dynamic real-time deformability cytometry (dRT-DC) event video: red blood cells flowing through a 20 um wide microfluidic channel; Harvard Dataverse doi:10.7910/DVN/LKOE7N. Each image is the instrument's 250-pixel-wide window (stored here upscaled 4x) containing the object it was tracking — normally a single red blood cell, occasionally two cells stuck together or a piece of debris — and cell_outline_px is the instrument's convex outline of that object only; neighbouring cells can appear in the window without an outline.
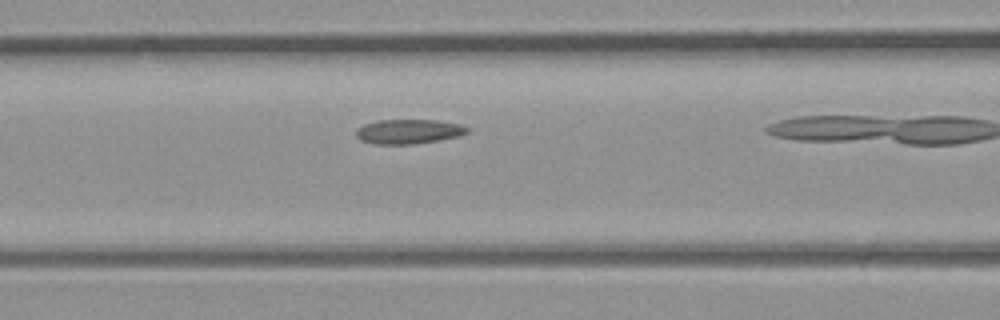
{"species": "common noctule bat (a hibernating species)", "species_latin": "Nyctalus noctula", "temperature_condition": "room temperature", "stored_images_in_passage": 10, "camera_frame_rate_fps": 3000, "um_per_image_px": 0.085, "animal": {"sex": "male", "body_mass_g": 23.1, "forearm_length_mm": 52.7}, "frame": {"image": 1, "passage_image": 7, "time_ms": 2.0, "image_size_px": [1000, 320], "cell_outline_px": [[468, 132], [460, 136], [440, 140], [416, 144], [372, 144], [360, 140], [356, 136], [356, 128], [364, 124], [376, 120], [436, 120], [460, 124], [468, 128]], "centroid_in_image_um": [34.7, 11.18], "position_along_channel_um": 131.9, "area_um2": 16.07}}
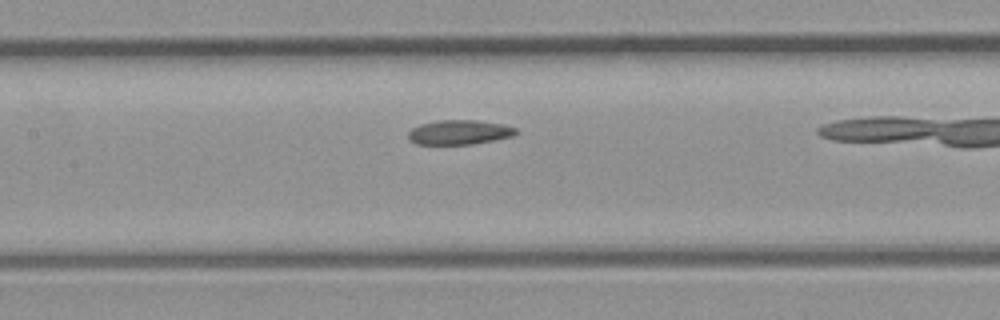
{"frame": {"image": 2, "passage_image": 9, "time_ms": 2.667, "image_size_px": [1000, 320], "cell_outline_px": [[516, 132], [512, 136], [472, 144], [416, 144], [408, 140], [408, 132], [412, 128], [420, 124], [436, 120], [476, 120], [504, 124], [516, 128]], "centroid_in_image_um": [38.99, 11.23], "position_along_channel_um": 168.4, "area_um2": 15.37}}